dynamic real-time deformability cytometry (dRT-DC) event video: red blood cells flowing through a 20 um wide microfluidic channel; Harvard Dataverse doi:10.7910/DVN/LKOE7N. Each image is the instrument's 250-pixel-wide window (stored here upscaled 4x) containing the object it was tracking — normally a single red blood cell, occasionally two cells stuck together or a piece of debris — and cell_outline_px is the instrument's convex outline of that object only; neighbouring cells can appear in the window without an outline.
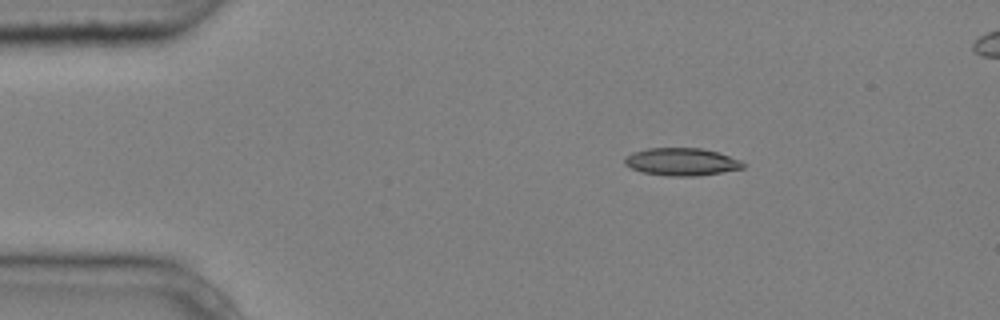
{"species": "common noctule bat (a hibernating species)", "species_latin": "Nyctalus noctula", "temperature_condition": "cold", "stored_images_in_passage": 4, "camera_frame_rate_fps": 3000, "um_per_image_px": 0.085, "animal": {"sex": "male", "body_mass_g": 20.4}, "frame": {"image": 1, "passage_image": 4, "time_ms": 1.0, "image_size_px": [1000, 320], "cell_outline_px": [[744, 168], [696, 176], [672, 176], [640, 172], [624, 164], [624, 160], [632, 152], [648, 148], [700, 148], [716, 152], [740, 160], [744, 164]], "centroid_in_image_um": [57.9, 13.75], "position_along_channel_um": 27.1, "area_um2": 18.79}}